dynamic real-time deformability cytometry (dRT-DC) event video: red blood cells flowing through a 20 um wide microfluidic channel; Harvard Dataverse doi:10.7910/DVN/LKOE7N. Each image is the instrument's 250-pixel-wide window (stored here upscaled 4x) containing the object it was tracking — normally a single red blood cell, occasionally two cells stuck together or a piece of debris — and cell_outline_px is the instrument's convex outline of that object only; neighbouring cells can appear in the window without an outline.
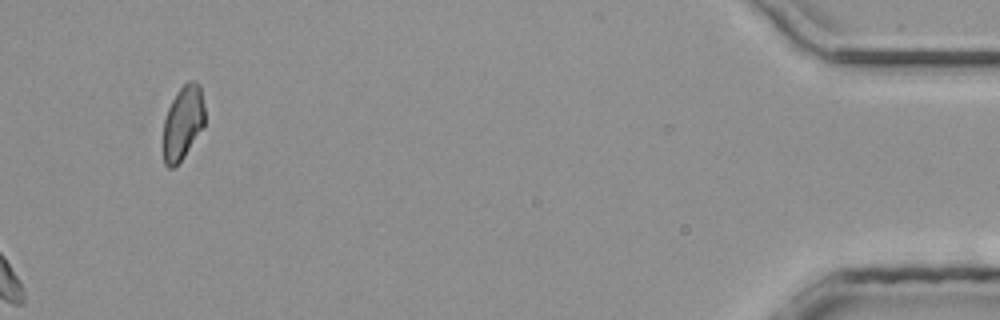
{"species": "common noctule bat (a hibernating species)", "species_latin": "Nyctalus noctula", "temperature_condition": "room temperature", "stored_images_in_passage": 32, "camera_frame_rate_fps": 3000, "um_per_image_px": 0.085, "animal": {"sex": "male", "body_mass_g": 20.4}, "frame": {"image": 1, "passage_image": 32, "time_ms": 10.333, "image_size_px": [1000, 320], "cell_outline_px": [[204, 128], [184, 156], [172, 168], [168, 168], [164, 164], [164, 120], [168, 108], [176, 92], [188, 80], [196, 80], [200, 84], [204, 104]], "centroid_in_image_um": [15.57, 10.39], "position_along_channel_um": 419.6, "area_um2": 17.98}}